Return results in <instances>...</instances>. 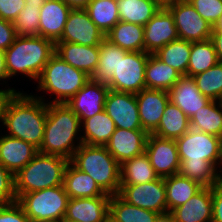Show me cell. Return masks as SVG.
I'll return each mask as SVG.
<instances>
[{
	"instance_id": "obj_39",
	"label": "cell",
	"mask_w": 222,
	"mask_h": 222,
	"mask_svg": "<svg viewBox=\"0 0 222 222\" xmlns=\"http://www.w3.org/2000/svg\"><path fill=\"white\" fill-rule=\"evenodd\" d=\"M179 174L198 182L203 187H212L222 174L207 160H180Z\"/></svg>"
},
{
	"instance_id": "obj_26",
	"label": "cell",
	"mask_w": 222,
	"mask_h": 222,
	"mask_svg": "<svg viewBox=\"0 0 222 222\" xmlns=\"http://www.w3.org/2000/svg\"><path fill=\"white\" fill-rule=\"evenodd\" d=\"M114 121L103 110L91 118L81 122L82 143L87 145L105 146L115 132Z\"/></svg>"
},
{
	"instance_id": "obj_7",
	"label": "cell",
	"mask_w": 222,
	"mask_h": 222,
	"mask_svg": "<svg viewBox=\"0 0 222 222\" xmlns=\"http://www.w3.org/2000/svg\"><path fill=\"white\" fill-rule=\"evenodd\" d=\"M69 196L63 185L22 194L17 203L32 222L63 221Z\"/></svg>"
},
{
	"instance_id": "obj_3",
	"label": "cell",
	"mask_w": 222,
	"mask_h": 222,
	"mask_svg": "<svg viewBox=\"0 0 222 222\" xmlns=\"http://www.w3.org/2000/svg\"><path fill=\"white\" fill-rule=\"evenodd\" d=\"M55 53V42L48 38L17 36L5 50L8 79L21 74L36 82L43 68Z\"/></svg>"
},
{
	"instance_id": "obj_27",
	"label": "cell",
	"mask_w": 222,
	"mask_h": 222,
	"mask_svg": "<svg viewBox=\"0 0 222 222\" xmlns=\"http://www.w3.org/2000/svg\"><path fill=\"white\" fill-rule=\"evenodd\" d=\"M182 75L154 54H149L145 69V88L167 91Z\"/></svg>"
},
{
	"instance_id": "obj_22",
	"label": "cell",
	"mask_w": 222,
	"mask_h": 222,
	"mask_svg": "<svg viewBox=\"0 0 222 222\" xmlns=\"http://www.w3.org/2000/svg\"><path fill=\"white\" fill-rule=\"evenodd\" d=\"M55 52L72 67L92 76L99 61V46H85L77 43L56 42Z\"/></svg>"
},
{
	"instance_id": "obj_37",
	"label": "cell",
	"mask_w": 222,
	"mask_h": 222,
	"mask_svg": "<svg viewBox=\"0 0 222 222\" xmlns=\"http://www.w3.org/2000/svg\"><path fill=\"white\" fill-rule=\"evenodd\" d=\"M219 62L211 39L192 42L187 76L193 77L207 71Z\"/></svg>"
},
{
	"instance_id": "obj_19",
	"label": "cell",
	"mask_w": 222,
	"mask_h": 222,
	"mask_svg": "<svg viewBox=\"0 0 222 222\" xmlns=\"http://www.w3.org/2000/svg\"><path fill=\"white\" fill-rule=\"evenodd\" d=\"M148 136L149 134L144 130L116 128L105 146L110 154L122 164L145 152Z\"/></svg>"
},
{
	"instance_id": "obj_29",
	"label": "cell",
	"mask_w": 222,
	"mask_h": 222,
	"mask_svg": "<svg viewBox=\"0 0 222 222\" xmlns=\"http://www.w3.org/2000/svg\"><path fill=\"white\" fill-rule=\"evenodd\" d=\"M160 215L128 203L119 194L111 195L109 222H156Z\"/></svg>"
},
{
	"instance_id": "obj_51",
	"label": "cell",
	"mask_w": 222,
	"mask_h": 222,
	"mask_svg": "<svg viewBox=\"0 0 222 222\" xmlns=\"http://www.w3.org/2000/svg\"><path fill=\"white\" fill-rule=\"evenodd\" d=\"M153 1L160 9H168L169 7L183 0H153Z\"/></svg>"
},
{
	"instance_id": "obj_13",
	"label": "cell",
	"mask_w": 222,
	"mask_h": 222,
	"mask_svg": "<svg viewBox=\"0 0 222 222\" xmlns=\"http://www.w3.org/2000/svg\"><path fill=\"white\" fill-rule=\"evenodd\" d=\"M104 39L105 34L89 18L85 9H71L63 34L57 42L99 46Z\"/></svg>"
},
{
	"instance_id": "obj_54",
	"label": "cell",
	"mask_w": 222,
	"mask_h": 222,
	"mask_svg": "<svg viewBox=\"0 0 222 222\" xmlns=\"http://www.w3.org/2000/svg\"><path fill=\"white\" fill-rule=\"evenodd\" d=\"M156 222H175L174 217L170 213L160 215Z\"/></svg>"
},
{
	"instance_id": "obj_24",
	"label": "cell",
	"mask_w": 222,
	"mask_h": 222,
	"mask_svg": "<svg viewBox=\"0 0 222 222\" xmlns=\"http://www.w3.org/2000/svg\"><path fill=\"white\" fill-rule=\"evenodd\" d=\"M170 214L175 222H212V187H202Z\"/></svg>"
},
{
	"instance_id": "obj_11",
	"label": "cell",
	"mask_w": 222,
	"mask_h": 222,
	"mask_svg": "<svg viewBox=\"0 0 222 222\" xmlns=\"http://www.w3.org/2000/svg\"><path fill=\"white\" fill-rule=\"evenodd\" d=\"M180 39L198 42L211 39L213 26L204 20L189 1H180L168 8Z\"/></svg>"
},
{
	"instance_id": "obj_31",
	"label": "cell",
	"mask_w": 222,
	"mask_h": 222,
	"mask_svg": "<svg viewBox=\"0 0 222 222\" xmlns=\"http://www.w3.org/2000/svg\"><path fill=\"white\" fill-rule=\"evenodd\" d=\"M190 128V119L187 115L178 106L169 101L153 134L158 137L176 140L187 133Z\"/></svg>"
},
{
	"instance_id": "obj_38",
	"label": "cell",
	"mask_w": 222,
	"mask_h": 222,
	"mask_svg": "<svg viewBox=\"0 0 222 222\" xmlns=\"http://www.w3.org/2000/svg\"><path fill=\"white\" fill-rule=\"evenodd\" d=\"M85 10L105 35L120 21L117 0H91Z\"/></svg>"
},
{
	"instance_id": "obj_33",
	"label": "cell",
	"mask_w": 222,
	"mask_h": 222,
	"mask_svg": "<svg viewBox=\"0 0 222 222\" xmlns=\"http://www.w3.org/2000/svg\"><path fill=\"white\" fill-rule=\"evenodd\" d=\"M128 52L105 38L99 45L98 66L91 79L107 85L119 65V54H127Z\"/></svg>"
},
{
	"instance_id": "obj_35",
	"label": "cell",
	"mask_w": 222,
	"mask_h": 222,
	"mask_svg": "<svg viewBox=\"0 0 222 222\" xmlns=\"http://www.w3.org/2000/svg\"><path fill=\"white\" fill-rule=\"evenodd\" d=\"M191 129L222 138V101L211 100L190 118Z\"/></svg>"
},
{
	"instance_id": "obj_5",
	"label": "cell",
	"mask_w": 222,
	"mask_h": 222,
	"mask_svg": "<svg viewBox=\"0 0 222 222\" xmlns=\"http://www.w3.org/2000/svg\"><path fill=\"white\" fill-rule=\"evenodd\" d=\"M69 162L61 156L38 152L14 175L17 199L25 193L63 185L65 170Z\"/></svg>"
},
{
	"instance_id": "obj_18",
	"label": "cell",
	"mask_w": 222,
	"mask_h": 222,
	"mask_svg": "<svg viewBox=\"0 0 222 222\" xmlns=\"http://www.w3.org/2000/svg\"><path fill=\"white\" fill-rule=\"evenodd\" d=\"M135 96L142 129L148 134H153L169 102V93L164 90L144 88Z\"/></svg>"
},
{
	"instance_id": "obj_34",
	"label": "cell",
	"mask_w": 222,
	"mask_h": 222,
	"mask_svg": "<svg viewBox=\"0 0 222 222\" xmlns=\"http://www.w3.org/2000/svg\"><path fill=\"white\" fill-rule=\"evenodd\" d=\"M120 21L144 26L160 10L153 0H117Z\"/></svg>"
},
{
	"instance_id": "obj_10",
	"label": "cell",
	"mask_w": 222,
	"mask_h": 222,
	"mask_svg": "<svg viewBox=\"0 0 222 222\" xmlns=\"http://www.w3.org/2000/svg\"><path fill=\"white\" fill-rule=\"evenodd\" d=\"M119 195L128 203L159 214L167 213L164 178L135 185H120Z\"/></svg>"
},
{
	"instance_id": "obj_47",
	"label": "cell",
	"mask_w": 222,
	"mask_h": 222,
	"mask_svg": "<svg viewBox=\"0 0 222 222\" xmlns=\"http://www.w3.org/2000/svg\"><path fill=\"white\" fill-rule=\"evenodd\" d=\"M212 222H222V177L212 186Z\"/></svg>"
},
{
	"instance_id": "obj_52",
	"label": "cell",
	"mask_w": 222,
	"mask_h": 222,
	"mask_svg": "<svg viewBox=\"0 0 222 222\" xmlns=\"http://www.w3.org/2000/svg\"><path fill=\"white\" fill-rule=\"evenodd\" d=\"M14 92H17V90L15 88H9L8 89H0V118H1V109H2V105H3V102L6 98V96L9 94V93H14Z\"/></svg>"
},
{
	"instance_id": "obj_30",
	"label": "cell",
	"mask_w": 222,
	"mask_h": 222,
	"mask_svg": "<svg viewBox=\"0 0 222 222\" xmlns=\"http://www.w3.org/2000/svg\"><path fill=\"white\" fill-rule=\"evenodd\" d=\"M166 187L167 213L182 206L203 186L185 176L174 174L164 178Z\"/></svg>"
},
{
	"instance_id": "obj_17",
	"label": "cell",
	"mask_w": 222,
	"mask_h": 222,
	"mask_svg": "<svg viewBox=\"0 0 222 222\" xmlns=\"http://www.w3.org/2000/svg\"><path fill=\"white\" fill-rule=\"evenodd\" d=\"M110 195L69 198L64 222H109Z\"/></svg>"
},
{
	"instance_id": "obj_2",
	"label": "cell",
	"mask_w": 222,
	"mask_h": 222,
	"mask_svg": "<svg viewBox=\"0 0 222 222\" xmlns=\"http://www.w3.org/2000/svg\"><path fill=\"white\" fill-rule=\"evenodd\" d=\"M80 131L79 117L66 104L47 103L44 137L39 153L61 156L70 161L82 145Z\"/></svg>"
},
{
	"instance_id": "obj_48",
	"label": "cell",
	"mask_w": 222,
	"mask_h": 222,
	"mask_svg": "<svg viewBox=\"0 0 222 222\" xmlns=\"http://www.w3.org/2000/svg\"><path fill=\"white\" fill-rule=\"evenodd\" d=\"M211 40L214 44L219 62H222V31H212Z\"/></svg>"
},
{
	"instance_id": "obj_4",
	"label": "cell",
	"mask_w": 222,
	"mask_h": 222,
	"mask_svg": "<svg viewBox=\"0 0 222 222\" xmlns=\"http://www.w3.org/2000/svg\"><path fill=\"white\" fill-rule=\"evenodd\" d=\"M70 162L90 175L108 195L119 194L121 164L110 154L106 146L82 145L74 152Z\"/></svg>"
},
{
	"instance_id": "obj_14",
	"label": "cell",
	"mask_w": 222,
	"mask_h": 222,
	"mask_svg": "<svg viewBox=\"0 0 222 222\" xmlns=\"http://www.w3.org/2000/svg\"><path fill=\"white\" fill-rule=\"evenodd\" d=\"M104 110L114 121L116 128L143 130L135 94L110 89Z\"/></svg>"
},
{
	"instance_id": "obj_32",
	"label": "cell",
	"mask_w": 222,
	"mask_h": 222,
	"mask_svg": "<svg viewBox=\"0 0 222 222\" xmlns=\"http://www.w3.org/2000/svg\"><path fill=\"white\" fill-rule=\"evenodd\" d=\"M121 185H135L159 178L145 152L124 161L120 166Z\"/></svg>"
},
{
	"instance_id": "obj_6",
	"label": "cell",
	"mask_w": 222,
	"mask_h": 222,
	"mask_svg": "<svg viewBox=\"0 0 222 222\" xmlns=\"http://www.w3.org/2000/svg\"><path fill=\"white\" fill-rule=\"evenodd\" d=\"M91 79L85 72L72 67L56 53L51 57L37 79L38 92L54 94L47 103L66 104Z\"/></svg>"
},
{
	"instance_id": "obj_36",
	"label": "cell",
	"mask_w": 222,
	"mask_h": 222,
	"mask_svg": "<svg viewBox=\"0 0 222 222\" xmlns=\"http://www.w3.org/2000/svg\"><path fill=\"white\" fill-rule=\"evenodd\" d=\"M191 45L192 42L178 38L166 44L154 55L181 75H187Z\"/></svg>"
},
{
	"instance_id": "obj_41",
	"label": "cell",
	"mask_w": 222,
	"mask_h": 222,
	"mask_svg": "<svg viewBox=\"0 0 222 222\" xmlns=\"http://www.w3.org/2000/svg\"><path fill=\"white\" fill-rule=\"evenodd\" d=\"M40 9L25 5L13 22L18 36H39Z\"/></svg>"
},
{
	"instance_id": "obj_49",
	"label": "cell",
	"mask_w": 222,
	"mask_h": 222,
	"mask_svg": "<svg viewBox=\"0 0 222 222\" xmlns=\"http://www.w3.org/2000/svg\"><path fill=\"white\" fill-rule=\"evenodd\" d=\"M71 9H85L91 0H62Z\"/></svg>"
},
{
	"instance_id": "obj_8",
	"label": "cell",
	"mask_w": 222,
	"mask_h": 222,
	"mask_svg": "<svg viewBox=\"0 0 222 222\" xmlns=\"http://www.w3.org/2000/svg\"><path fill=\"white\" fill-rule=\"evenodd\" d=\"M180 160L209 161L222 174V138L191 129L175 140ZM219 168V169H218Z\"/></svg>"
},
{
	"instance_id": "obj_50",
	"label": "cell",
	"mask_w": 222,
	"mask_h": 222,
	"mask_svg": "<svg viewBox=\"0 0 222 222\" xmlns=\"http://www.w3.org/2000/svg\"><path fill=\"white\" fill-rule=\"evenodd\" d=\"M6 83L8 81L7 71L5 66V51L0 49V81Z\"/></svg>"
},
{
	"instance_id": "obj_42",
	"label": "cell",
	"mask_w": 222,
	"mask_h": 222,
	"mask_svg": "<svg viewBox=\"0 0 222 222\" xmlns=\"http://www.w3.org/2000/svg\"><path fill=\"white\" fill-rule=\"evenodd\" d=\"M201 17L212 26L222 15V0H188Z\"/></svg>"
},
{
	"instance_id": "obj_16",
	"label": "cell",
	"mask_w": 222,
	"mask_h": 222,
	"mask_svg": "<svg viewBox=\"0 0 222 222\" xmlns=\"http://www.w3.org/2000/svg\"><path fill=\"white\" fill-rule=\"evenodd\" d=\"M144 27L145 52L154 54L178 39L174 17L168 9H160Z\"/></svg>"
},
{
	"instance_id": "obj_55",
	"label": "cell",
	"mask_w": 222,
	"mask_h": 222,
	"mask_svg": "<svg viewBox=\"0 0 222 222\" xmlns=\"http://www.w3.org/2000/svg\"><path fill=\"white\" fill-rule=\"evenodd\" d=\"M212 31H222V15L219 17L218 21L213 26Z\"/></svg>"
},
{
	"instance_id": "obj_44",
	"label": "cell",
	"mask_w": 222,
	"mask_h": 222,
	"mask_svg": "<svg viewBox=\"0 0 222 222\" xmlns=\"http://www.w3.org/2000/svg\"><path fill=\"white\" fill-rule=\"evenodd\" d=\"M0 222H32L17 203L0 204Z\"/></svg>"
},
{
	"instance_id": "obj_46",
	"label": "cell",
	"mask_w": 222,
	"mask_h": 222,
	"mask_svg": "<svg viewBox=\"0 0 222 222\" xmlns=\"http://www.w3.org/2000/svg\"><path fill=\"white\" fill-rule=\"evenodd\" d=\"M17 36L14 23L0 18V49L5 51Z\"/></svg>"
},
{
	"instance_id": "obj_15",
	"label": "cell",
	"mask_w": 222,
	"mask_h": 222,
	"mask_svg": "<svg viewBox=\"0 0 222 222\" xmlns=\"http://www.w3.org/2000/svg\"><path fill=\"white\" fill-rule=\"evenodd\" d=\"M106 84L90 79L66 105L79 117L80 122L104 110L105 101L109 92Z\"/></svg>"
},
{
	"instance_id": "obj_28",
	"label": "cell",
	"mask_w": 222,
	"mask_h": 222,
	"mask_svg": "<svg viewBox=\"0 0 222 222\" xmlns=\"http://www.w3.org/2000/svg\"><path fill=\"white\" fill-rule=\"evenodd\" d=\"M105 38L126 51H145L144 27L138 24L119 21Z\"/></svg>"
},
{
	"instance_id": "obj_12",
	"label": "cell",
	"mask_w": 222,
	"mask_h": 222,
	"mask_svg": "<svg viewBox=\"0 0 222 222\" xmlns=\"http://www.w3.org/2000/svg\"><path fill=\"white\" fill-rule=\"evenodd\" d=\"M145 154L160 178L179 173L180 159L174 139H166L149 134Z\"/></svg>"
},
{
	"instance_id": "obj_45",
	"label": "cell",
	"mask_w": 222,
	"mask_h": 222,
	"mask_svg": "<svg viewBox=\"0 0 222 222\" xmlns=\"http://www.w3.org/2000/svg\"><path fill=\"white\" fill-rule=\"evenodd\" d=\"M24 6L25 0H0V18L14 22Z\"/></svg>"
},
{
	"instance_id": "obj_1",
	"label": "cell",
	"mask_w": 222,
	"mask_h": 222,
	"mask_svg": "<svg viewBox=\"0 0 222 222\" xmlns=\"http://www.w3.org/2000/svg\"><path fill=\"white\" fill-rule=\"evenodd\" d=\"M18 91L9 93L2 105L0 123L8 136L40 148L47 118V102L43 96ZM32 94V95H31Z\"/></svg>"
},
{
	"instance_id": "obj_9",
	"label": "cell",
	"mask_w": 222,
	"mask_h": 222,
	"mask_svg": "<svg viewBox=\"0 0 222 222\" xmlns=\"http://www.w3.org/2000/svg\"><path fill=\"white\" fill-rule=\"evenodd\" d=\"M148 56L145 51L119 54V65L107 84L109 89L132 94H137L144 89Z\"/></svg>"
},
{
	"instance_id": "obj_23",
	"label": "cell",
	"mask_w": 222,
	"mask_h": 222,
	"mask_svg": "<svg viewBox=\"0 0 222 222\" xmlns=\"http://www.w3.org/2000/svg\"><path fill=\"white\" fill-rule=\"evenodd\" d=\"M70 11L62 0H47L40 9L39 36L56 43L63 34Z\"/></svg>"
},
{
	"instance_id": "obj_21",
	"label": "cell",
	"mask_w": 222,
	"mask_h": 222,
	"mask_svg": "<svg viewBox=\"0 0 222 222\" xmlns=\"http://www.w3.org/2000/svg\"><path fill=\"white\" fill-rule=\"evenodd\" d=\"M31 143L8 135L0 136V163L14 175L38 153Z\"/></svg>"
},
{
	"instance_id": "obj_40",
	"label": "cell",
	"mask_w": 222,
	"mask_h": 222,
	"mask_svg": "<svg viewBox=\"0 0 222 222\" xmlns=\"http://www.w3.org/2000/svg\"><path fill=\"white\" fill-rule=\"evenodd\" d=\"M193 79L202 95L213 101H222V62L193 76Z\"/></svg>"
},
{
	"instance_id": "obj_43",
	"label": "cell",
	"mask_w": 222,
	"mask_h": 222,
	"mask_svg": "<svg viewBox=\"0 0 222 222\" xmlns=\"http://www.w3.org/2000/svg\"><path fill=\"white\" fill-rule=\"evenodd\" d=\"M17 202L14 174L0 163V204Z\"/></svg>"
},
{
	"instance_id": "obj_20",
	"label": "cell",
	"mask_w": 222,
	"mask_h": 222,
	"mask_svg": "<svg viewBox=\"0 0 222 222\" xmlns=\"http://www.w3.org/2000/svg\"><path fill=\"white\" fill-rule=\"evenodd\" d=\"M169 101L178 106L190 119L211 100L199 91L193 77L182 75L169 90Z\"/></svg>"
},
{
	"instance_id": "obj_53",
	"label": "cell",
	"mask_w": 222,
	"mask_h": 222,
	"mask_svg": "<svg viewBox=\"0 0 222 222\" xmlns=\"http://www.w3.org/2000/svg\"><path fill=\"white\" fill-rule=\"evenodd\" d=\"M47 0H25V5L41 8Z\"/></svg>"
},
{
	"instance_id": "obj_25",
	"label": "cell",
	"mask_w": 222,
	"mask_h": 222,
	"mask_svg": "<svg viewBox=\"0 0 222 222\" xmlns=\"http://www.w3.org/2000/svg\"><path fill=\"white\" fill-rule=\"evenodd\" d=\"M63 187L69 198H93L106 194L87 173L76 168L71 162L68 163Z\"/></svg>"
}]
</instances>
